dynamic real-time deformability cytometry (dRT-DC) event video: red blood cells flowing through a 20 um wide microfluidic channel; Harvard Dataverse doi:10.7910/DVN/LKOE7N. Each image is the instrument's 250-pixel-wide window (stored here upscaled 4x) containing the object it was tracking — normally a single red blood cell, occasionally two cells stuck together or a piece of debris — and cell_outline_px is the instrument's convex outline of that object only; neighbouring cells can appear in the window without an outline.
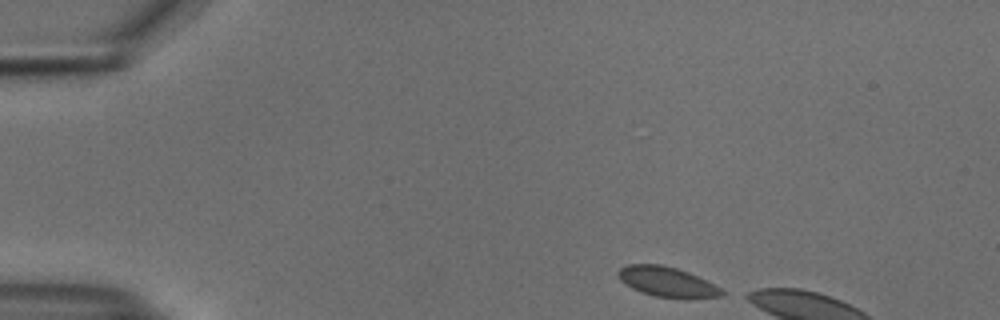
{"species": "common noctule bat (a hibernating species)", "species_latin": "Nyctalus noctula", "temperature_condition": "cold", "stored_images_in_passage": 7, "camera_frame_rate_fps": 3000, "um_per_image_px": 0.085, "animal": {"sex": "male", "body_mass_g": 18.8}, "frame": {"image": 1, "passage_image": 1, "time_ms": 0.0, "image_size_px": [1000, 320], "cell_outline_px": [[728, 292], [724, 296], [692, 300], [684, 300], [656, 296], [640, 292], [632, 288], [620, 280], [616, 272], [620, 268], [628, 264], [660, 264], [676, 268], [688, 272]], "centroid_in_image_um": [56.74, 24.0], "position_along_channel_um": 28.3, "area_um2": 18.5}}